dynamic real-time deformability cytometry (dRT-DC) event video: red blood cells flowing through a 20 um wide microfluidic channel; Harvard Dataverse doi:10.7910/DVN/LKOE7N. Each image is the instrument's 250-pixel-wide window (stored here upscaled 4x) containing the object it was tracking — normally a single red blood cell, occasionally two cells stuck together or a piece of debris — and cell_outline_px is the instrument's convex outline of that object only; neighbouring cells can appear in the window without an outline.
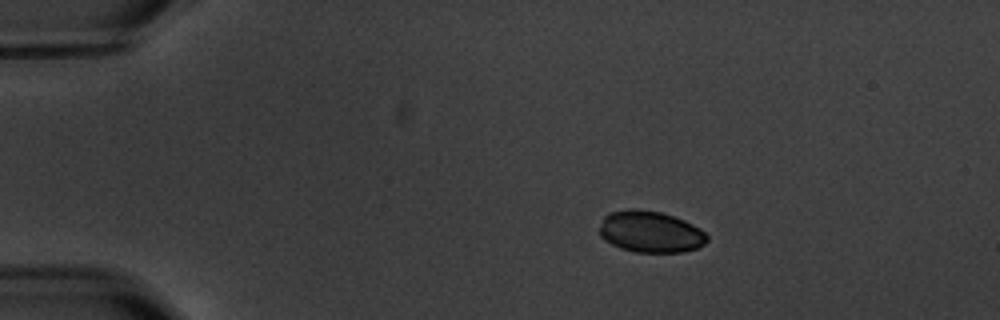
{"species": "common noctule bat (a hibernating species)", "species_latin": "Nyctalus noctula", "temperature_condition": "warm", "stored_images_in_passage": 5, "camera_frame_rate_fps": 3000, "um_per_image_px": 0.085, "animal": {"sex": "male", "body_mass_g": 20.1, "forearm_length_mm": 53.5}, "frame": {"image": 1, "passage_image": 3, "time_ms": 2.333, "image_size_px": [1000, 320], "cell_outline_px": [[708, 240], [704, 244], [696, 248], [684, 252], [636, 252], [620, 248], [604, 240], [600, 236], [600, 224], [604, 216], [612, 212], [632, 208], [636, 208], [660, 212], [684, 220], [700, 228], [708, 236]], "centroid_in_image_um": [55.28, 19.7], "position_along_channel_um": 29.7, "area_um2": 26.01}}